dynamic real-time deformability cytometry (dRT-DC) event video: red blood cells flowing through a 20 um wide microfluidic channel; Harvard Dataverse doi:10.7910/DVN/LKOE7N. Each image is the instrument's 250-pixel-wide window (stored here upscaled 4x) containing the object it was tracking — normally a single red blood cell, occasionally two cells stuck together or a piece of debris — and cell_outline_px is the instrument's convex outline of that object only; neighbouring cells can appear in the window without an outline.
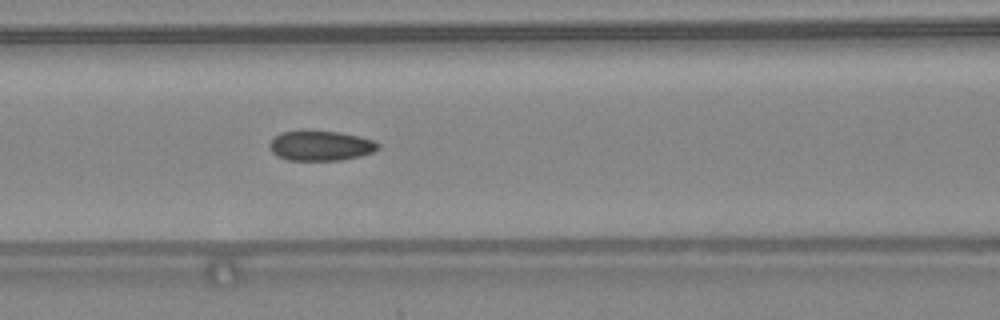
{"species": "common noctule bat (a hibernating species)", "species_latin": "Nyctalus noctula", "temperature_condition": "warm", "stored_images_in_passage": 27, "camera_frame_rate_fps": 3000, "um_per_image_px": 0.085, "animal": {"sex": "female", "body_mass_g": 24.6, "forearm_length_mm": 56.2}, "frame": {"image": 1, "passage_image": 10, "time_ms": 3.0, "image_size_px": [1000, 320], "cell_outline_px": [[380, 148], [372, 152], [360, 156], [340, 160], [288, 160], [276, 156], [272, 152], [268, 144], [280, 132], [336, 132], [356, 136], [372, 140], [380, 144]], "centroid_in_image_um": [27.24, 12.41], "position_along_channel_um": 139.4, "area_um2": 18.5}}